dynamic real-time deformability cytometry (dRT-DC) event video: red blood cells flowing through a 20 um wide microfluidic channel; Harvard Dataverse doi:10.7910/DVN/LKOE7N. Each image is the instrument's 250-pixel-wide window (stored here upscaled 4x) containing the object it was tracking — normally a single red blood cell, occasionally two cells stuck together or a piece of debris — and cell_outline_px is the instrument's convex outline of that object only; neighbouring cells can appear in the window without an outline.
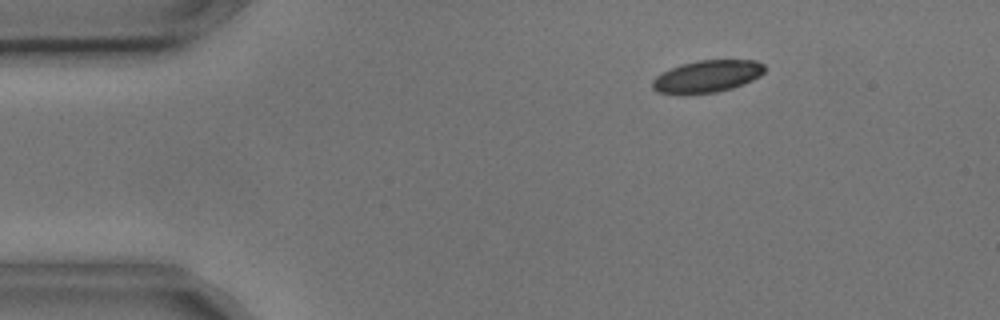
{"species": "common noctule bat (a hibernating species)", "species_latin": "Nyctalus noctula", "temperature_condition": "cold", "stored_images_in_passage": 50, "camera_frame_rate_fps": 3000, "um_per_image_px": 0.085, "animal": {"sex": "male", "body_mass_g": 17.9, "forearm_length_mm": 54.2}, "frame": {"image": 1, "passage_image": 3, "time_ms": 0.667, "image_size_px": [1000, 320], "cell_outline_px": [[768, 68], [760, 76], [752, 80], [732, 88], [716, 92], [656, 92], [652, 88], [652, 80], [656, 76], [680, 64], [700, 60], [756, 60], [764, 64]], "centroid_in_image_um": [60.17, 6.45], "position_along_channel_um": 24.8, "area_um2": 20.58}}
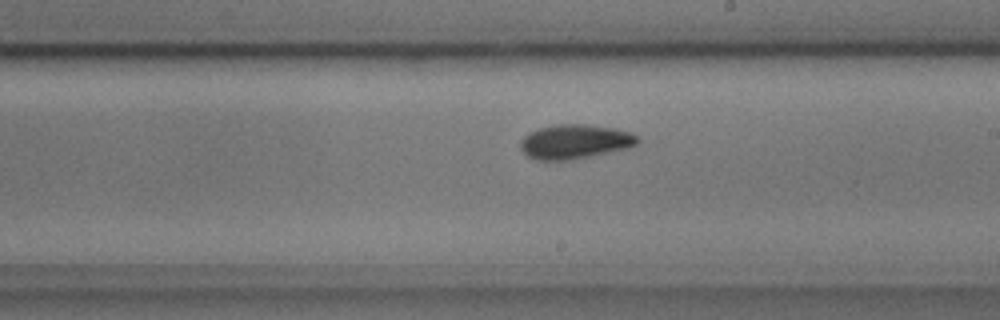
{"frame": {"image": 2, "passage_image": 26, "time_ms": 8.333, "image_size_px": [1000, 320], "cell_outline_px": [[640, 144], [628, 148], [568, 160], [536, 160], [528, 156], [520, 148], [520, 140], [528, 132], [540, 128], [560, 124], [584, 124], [612, 128], [628, 132], [640, 136]], "centroid_in_image_um": [48.87, 12.04], "position_along_channel_um": 240.1, "area_um2": 23.35}}
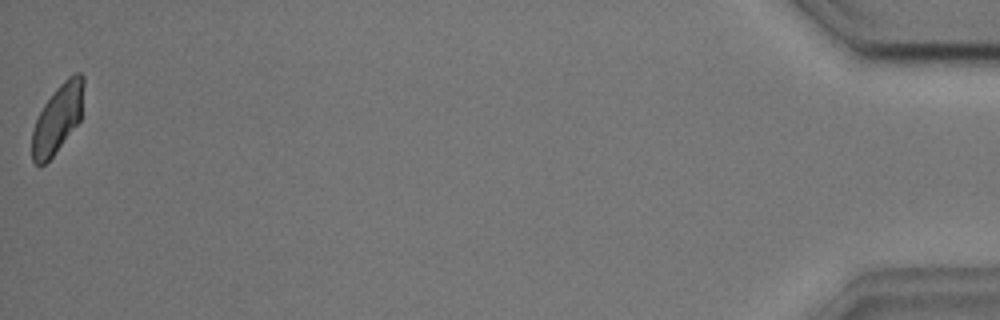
{"frame": {"image": 3, "passage_image": 50, "time_ms": 16.333, "image_size_px": [1000, 320], "cell_outline_px": [[84, 84], [80, 120], [52, 156], [40, 168], [32, 160], [32, 128], [44, 104], [56, 88], [68, 76], [76, 72], [80, 72], [84, 76]], "centroid_in_image_um": [4.89, 10.06], "position_along_channel_um": 430.3, "area_um2": 20.4}, "authors_computed_cell_mechanics": {"area_um2": 22.3397, "velocity_mm_per_s": 3.6082, "shape_relaxation_time_tau1_ms": 2.5722, "shape_relaxation_time_tau2_ms": 2.7231, "deformation_change_tau1": 0.099, "deformation_change_tau2": 0.0602}}